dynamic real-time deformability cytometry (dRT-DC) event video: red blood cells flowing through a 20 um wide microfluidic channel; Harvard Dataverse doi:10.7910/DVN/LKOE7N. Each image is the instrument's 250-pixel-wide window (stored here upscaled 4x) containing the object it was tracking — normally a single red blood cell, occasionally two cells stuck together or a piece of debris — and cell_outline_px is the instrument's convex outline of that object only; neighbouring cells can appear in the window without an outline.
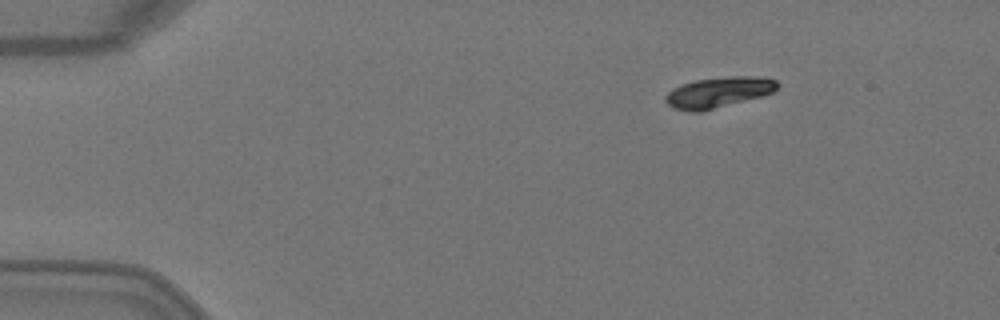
{"species": "Egyptian fruit bat (a non-hibernating species)", "species_latin": "Rousettus aegyptiacus", "temperature_condition": "warm", "stored_images_in_passage": 4, "camera_frame_rate_fps": 3000, "um_per_image_px": 0.085, "animal": {"sex": "female"}, "frame": {"image": 1, "passage_image": 1, "time_ms": 0.0, "image_size_px": [1000, 320], "cell_outline_px": [[780, 84], [772, 92], [760, 96], [704, 112], [692, 112], [676, 108], [668, 104], [664, 100], [664, 96], [672, 88], [696, 80], [728, 76], [764, 76], [776, 80]], "centroid_in_image_um": [61.08, 7.84], "position_along_channel_um": 23.9, "area_um2": 20.0}}